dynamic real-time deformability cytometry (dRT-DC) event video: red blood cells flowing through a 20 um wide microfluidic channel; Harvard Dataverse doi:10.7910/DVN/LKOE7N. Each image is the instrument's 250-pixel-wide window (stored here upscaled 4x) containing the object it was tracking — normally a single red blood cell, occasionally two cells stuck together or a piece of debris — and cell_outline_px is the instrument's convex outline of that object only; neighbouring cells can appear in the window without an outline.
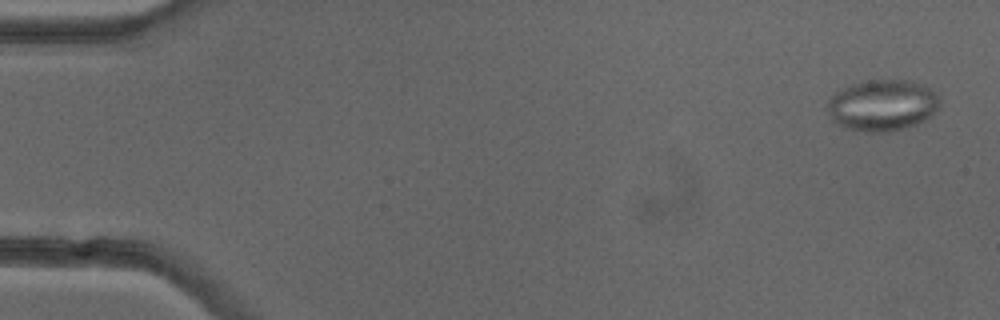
{"species": "common noctule bat (a hibernating species)", "species_latin": "Nyctalus noctula", "temperature_condition": "cold", "stored_images_in_passage": 51, "camera_frame_rate_fps": 3000, "um_per_image_px": 0.085, "animal": {"sex": "female"}, "frame": {"image": 1, "passage_image": 2, "time_ms": 0.333, "image_size_px": [1000, 320], "cell_outline_px": [[940, 108], [916, 124], [904, 128], [888, 132], [864, 132], [848, 128], [836, 124], [832, 120], [828, 108], [828, 100], [836, 92], [852, 84], [868, 80], [912, 80], [924, 84], [940, 96]], "centroid_in_image_um": [75.03, 8.94], "position_along_channel_um": 10.0, "area_um2": 33.58}}
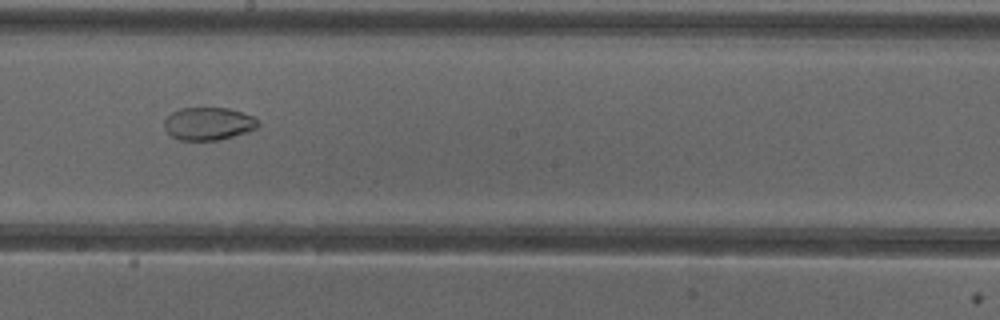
{"frame": {"image": 2, "passage_image": 29, "time_ms": 9.333, "image_size_px": [1000, 320], "cell_outline_px": [[260, 124], [256, 128], [220, 140], [180, 140], [172, 136], [164, 128], [164, 120], [172, 112], [180, 108], [228, 108], [252, 116]], "centroid_in_image_um": [17.68, 10.51], "position_along_channel_um": 230.5, "area_um2": 17.69}}
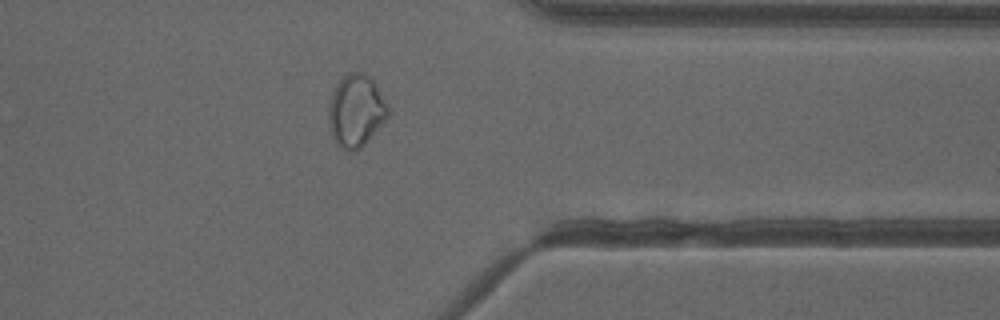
{"frame": {"image": 3, "passage_image": 41, "time_ms": 13.333, "image_size_px": [1000, 320], "cell_outline_px": [[392, 112], [368, 140], [360, 148], [352, 152], [348, 152], [336, 144], [328, 128], [328, 104], [332, 92], [336, 84], [348, 72], [364, 72], [372, 76], [388, 104]], "centroid_in_image_um": [30.26, 9.4], "position_along_channel_um": 381.1, "area_um2": 25.66}, "authors_computed_cell_mechanics": {"area_um2": 26.588, "velocity_mm_per_s": 3.9825, "shape_relaxation_time_tau1_ms": null, "shape_relaxation_time_tau2_ms": 2.0597, "deformation_change_tau1": null, "deformation_change_tau2": 0.0385}}